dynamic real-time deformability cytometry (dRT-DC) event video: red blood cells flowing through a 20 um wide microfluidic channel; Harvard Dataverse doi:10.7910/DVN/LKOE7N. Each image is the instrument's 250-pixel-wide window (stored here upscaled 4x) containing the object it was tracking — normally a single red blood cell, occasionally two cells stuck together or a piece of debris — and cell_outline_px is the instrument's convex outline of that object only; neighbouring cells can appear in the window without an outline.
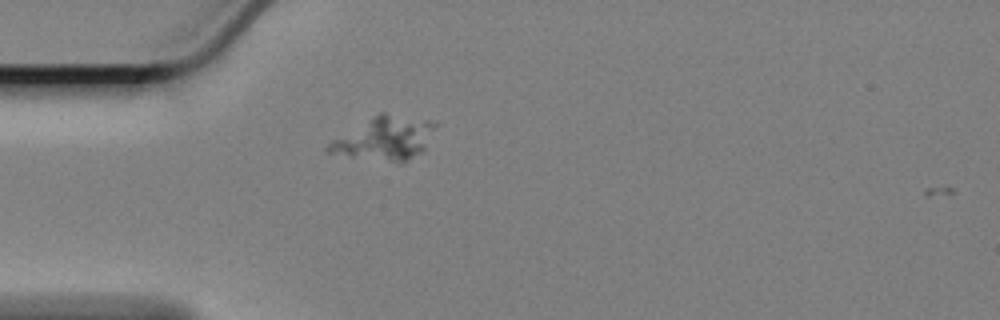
{"species": "Egyptian fruit bat (a non-hibernating species)", "species_latin": "Rousettus aegyptiacus", "temperature_condition": "cold", "stored_images_in_passage": 45, "camera_frame_rate_fps": 3000, "um_per_image_px": 0.085, "animal": {"sex": "female"}, "frame": {"image": 1, "passage_image": 1, "time_ms": 0.0, "image_size_px": [1000, 320], "cell_outline_px": [[436, 124], [424, 148], [420, 152], [400, 164], [324, 152], [324, 148], [332, 140], [372, 116], [380, 112], [384, 112], [436, 120]], "centroid_in_image_um": [32.69, 11.75], "position_along_channel_um": 52.3, "area_um2": 26.99}}
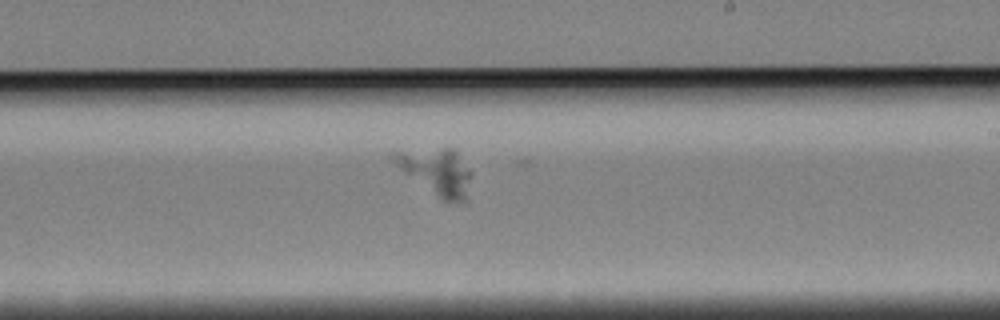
{"frame": {"image": 2, "passage_image": 20, "time_ms": 6.333, "image_size_px": [1000, 320], "cell_outline_px": [[472, 172], [464, 200], [444, 200], [404, 172], [388, 156], [388, 152], [440, 148], [456, 148]], "centroid_in_image_um": [37.1, 14.5], "position_along_channel_um": 251.9, "area_um2": 20.4}}
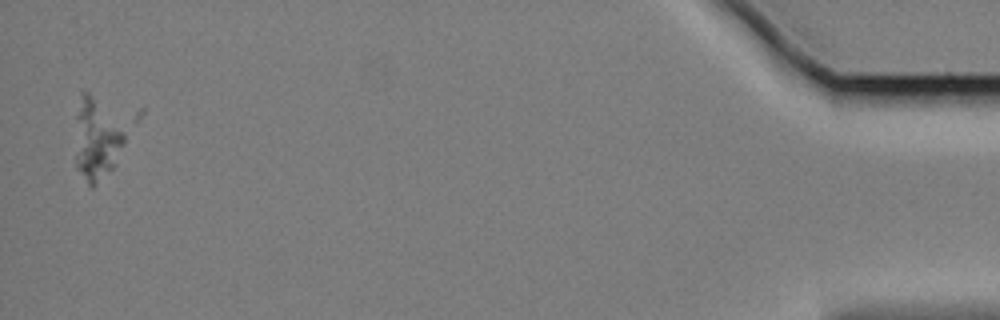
{"frame": {"image": 3, "passage_image": 44, "time_ms": 14.333, "image_size_px": [1000, 320], "cell_outline_px": [[124, 144], [116, 164], [92, 188], [88, 184], [76, 168], [76, 116], [80, 92], [88, 92], [92, 96], [124, 136]], "centroid_in_image_um": [8.13, 11.95], "position_along_channel_um": 427.1, "area_um2": 22.2}}